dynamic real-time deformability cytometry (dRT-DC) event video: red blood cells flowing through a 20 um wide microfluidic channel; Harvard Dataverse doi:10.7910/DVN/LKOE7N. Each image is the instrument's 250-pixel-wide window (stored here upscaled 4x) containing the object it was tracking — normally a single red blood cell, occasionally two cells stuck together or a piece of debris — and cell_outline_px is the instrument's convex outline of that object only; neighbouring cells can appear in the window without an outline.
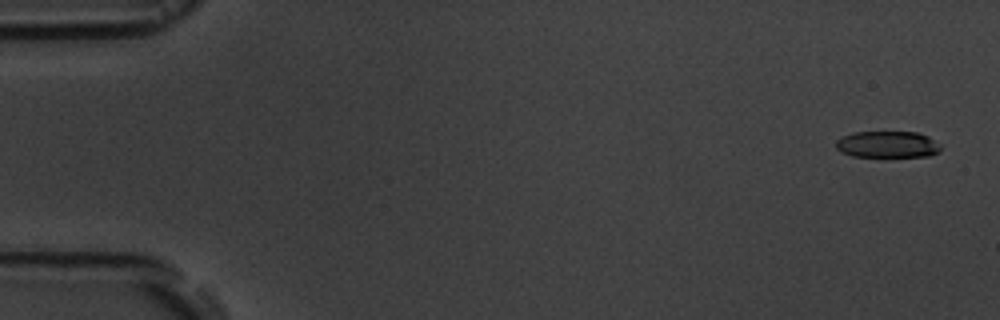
{"species": "common noctule bat (a hibernating species)", "species_latin": "Nyctalus noctula", "temperature_condition": "room temperature", "stored_images_in_passage": 5, "camera_frame_rate_fps": 3000, "um_per_image_px": 0.085, "animal": {"sex": "male", "body_mass_g": 19.5, "forearm_length_mm": 54.6}, "frame": {"image": 1, "passage_image": 1, "time_ms": 0.0, "image_size_px": [1000, 320], "cell_outline_px": [[940, 152], [928, 156], [852, 156], [840, 152], [836, 148], [836, 140], [852, 132], [916, 132], [928, 136], [940, 144]], "centroid_in_image_um": [75.43, 12.27], "position_along_channel_um": 9.6, "area_um2": 16.18}}
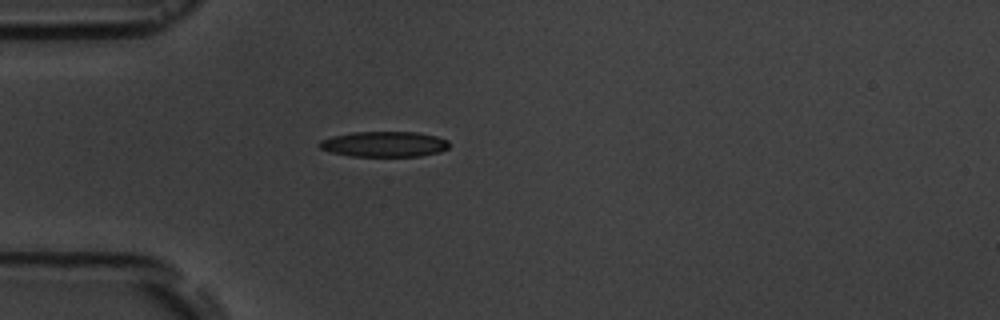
{"frame": {"image": 2, "passage_image": 5, "time_ms": 4.667, "image_size_px": [1000, 320], "cell_outline_px": [[448, 148], [440, 152], [420, 156], [348, 156], [332, 152], [320, 148], [316, 144], [320, 140], [332, 136], [352, 132], [416, 132], [436, 136], [448, 140]], "centroid_in_image_um": [32.63, 12.25], "position_along_channel_um": 52.4, "area_um2": 19.31}}